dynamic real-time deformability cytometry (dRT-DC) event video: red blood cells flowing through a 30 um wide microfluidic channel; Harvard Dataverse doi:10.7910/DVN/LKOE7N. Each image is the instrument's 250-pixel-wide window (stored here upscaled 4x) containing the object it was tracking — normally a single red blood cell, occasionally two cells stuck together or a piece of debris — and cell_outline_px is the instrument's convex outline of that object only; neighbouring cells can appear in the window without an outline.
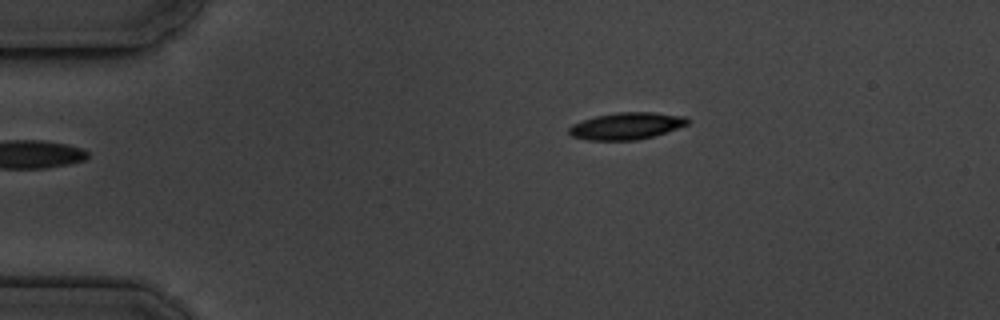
{"species": "common noctule bat (a hibernating species)", "species_latin": "Nyctalus noctula", "temperature_condition": "cold", "stored_images_in_passage": 4, "camera_frame_rate_fps": 3000, "um_per_image_px": 0.085, "animal": {"sex": "male", "body_mass_g": 19.5, "forearm_length_mm": 54.6}, "frame": {"image": 1, "passage_image": 4, "time_ms": 3.333, "image_size_px": [1000, 320], "cell_outline_px": [[688, 124], [652, 136], [636, 140], [588, 140], [572, 136], [568, 132], [568, 128], [572, 124], [596, 116], [616, 112], [652, 112], [688, 116]], "centroid_in_image_um": [53.24, 10.7], "position_along_channel_um": 31.8, "area_um2": 18.44}}